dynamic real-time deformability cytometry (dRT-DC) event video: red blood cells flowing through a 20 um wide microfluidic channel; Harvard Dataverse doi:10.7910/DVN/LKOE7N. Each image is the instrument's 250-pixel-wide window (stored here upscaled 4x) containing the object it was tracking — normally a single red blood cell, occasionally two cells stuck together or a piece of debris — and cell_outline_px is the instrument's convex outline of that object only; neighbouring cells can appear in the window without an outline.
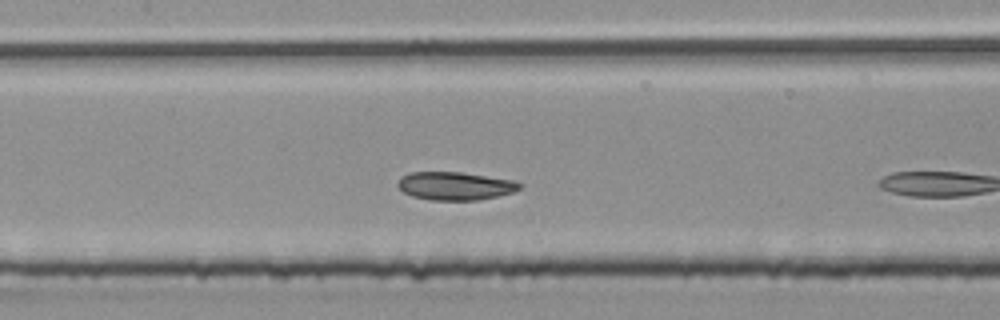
{"species": "common noctule bat (a hibernating species)", "species_latin": "Nyctalus noctula", "temperature_condition": "room temperature", "stored_images_in_passage": 10, "camera_frame_rate_fps": 3000, "um_per_image_px": 0.085, "animal": {"sex": "male", "body_mass_g": 20.4}, "frame": {"image": 1, "passage_image": 9, "time_ms": 2.667, "image_size_px": [1000, 320], "cell_outline_px": [[520, 188], [512, 192], [496, 196], [476, 200], [428, 200], [412, 196], [404, 192], [396, 184], [400, 176], [408, 172], [460, 172], [512, 180], [520, 184]], "centroid_in_image_um": [38.6, 15.8], "position_along_channel_um": 168.8, "area_um2": 19.83}}